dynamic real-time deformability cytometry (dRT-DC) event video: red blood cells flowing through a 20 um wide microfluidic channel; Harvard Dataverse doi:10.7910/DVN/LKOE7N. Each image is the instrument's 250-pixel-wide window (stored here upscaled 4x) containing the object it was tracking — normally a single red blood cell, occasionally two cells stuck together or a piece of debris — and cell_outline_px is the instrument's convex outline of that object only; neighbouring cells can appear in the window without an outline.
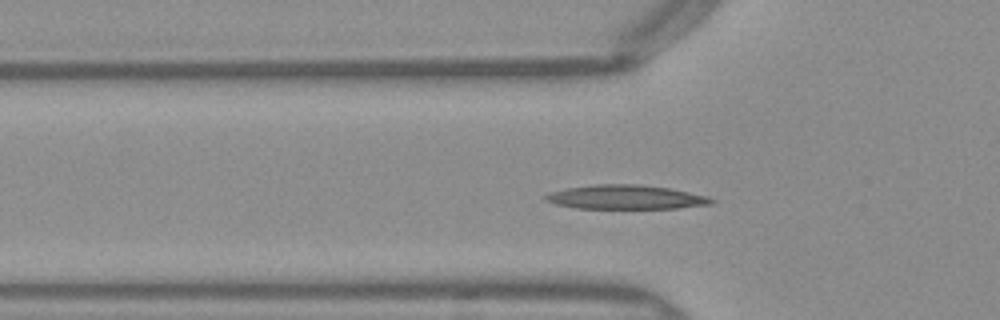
{"species": "Egyptian fruit bat (a non-hibernating species)", "species_latin": "Rousettus aegyptiacus", "temperature_condition": "warm", "stored_images_in_passage": 50, "camera_frame_rate_fps": 3000, "um_per_image_px": 0.085, "frame": {"image": 1, "passage_image": 15, "time_ms": 4.667, "image_size_px": [1000, 320], "cell_outline_px": [[716, 200], [712, 204], [676, 208], [576, 208], [556, 204], [544, 200], [544, 196], [552, 192], [568, 188], [596, 184], [636, 184], [672, 188], [708, 196]], "centroid_in_image_um": [53.24, 16.75], "position_along_channel_um": 72.6, "area_um2": 23.24}}
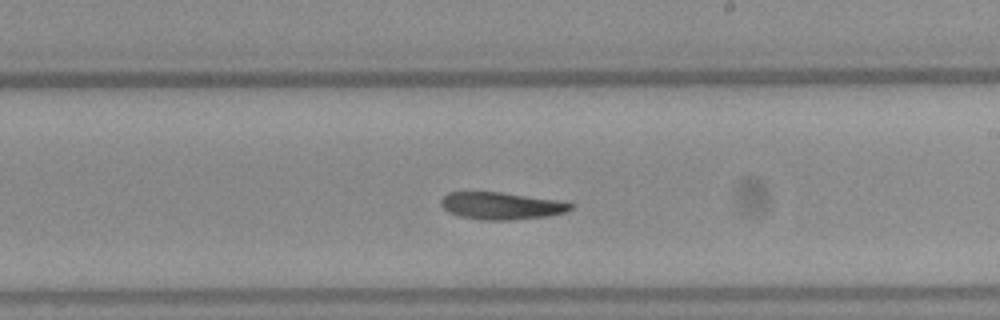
{"frame": {"image": 2, "passage_image": 28, "time_ms": 9.0, "image_size_px": [1000, 320], "cell_outline_px": [[572, 208], [564, 212], [548, 216], [512, 220], [484, 220], [460, 216], [448, 212], [440, 204], [440, 200], [448, 192], [500, 192], [556, 200], [572, 204]], "centroid_in_image_um": [42.56, 17.5], "position_along_channel_um": 246.4, "area_um2": 20.35}}
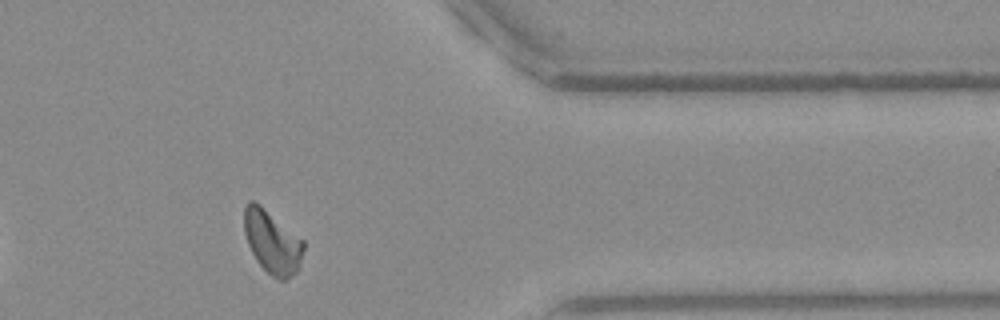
{"frame": {"image": 3, "passage_image": 40, "time_ms": 13.0, "image_size_px": [1000, 320], "cell_outline_px": [[304, 248], [300, 264], [296, 272], [292, 276], [284, 280], [280, 280], [272, 276], [256, 260], [248, 244], [244, 232], [244, 204], [248, 200], [252, 200], [260, 204], [304, 240]], "centroid_in_image_um": [23.13, 20.54], "position_along_channel_um": 388.3, "area_um2": 21.85}, "authors_computed_cell_mechanics": {"area_um2": 21.2126, "velocity_mm_per_s": 3.9991, "shape_relaxation_time_tau1_ms": 5.5947, "shape_relaxation_time_tau2_ms": null, "deformation_change_tau1": 0.1968, "deformation_change_tau2": null}}